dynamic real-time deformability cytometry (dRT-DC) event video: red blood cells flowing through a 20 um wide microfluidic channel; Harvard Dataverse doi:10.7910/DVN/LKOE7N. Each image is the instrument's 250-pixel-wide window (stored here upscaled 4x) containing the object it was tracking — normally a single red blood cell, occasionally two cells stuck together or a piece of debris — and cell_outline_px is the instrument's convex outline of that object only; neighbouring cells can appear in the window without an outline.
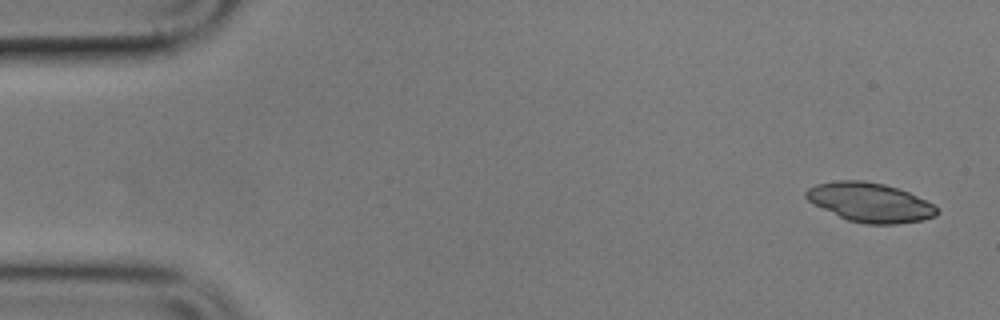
{"species": "common noctule bat (a hibernating species)", "species_latin": "Nyctalus noctula", "temperature_condition": "cold", "stored_images_in_passage": 4, "camera_frame_rate_fps": 3000, "um_per_image_px": 0.085, "animal": {"sex": "male", "body_mass_g": 17.9}, "frame": {"image": 1, "passage_image": 1, "time_ms": 0.0, "image_size_px": [1000, 320], "cell_outline_px": [[940, 212], [936, 216], [924, 220], [896, 224], [868, 224], [848, 220], [812, 204], [804, 196], [804, 192], [808, 188], [816, 184], [840, 180], [864, 180], [884, 184], [908, 192], [932, 204]], "centroid_in_image_um": [73.93, 17.2], "position_along_channel_um": 11.1, "area_um2": 29.82}}